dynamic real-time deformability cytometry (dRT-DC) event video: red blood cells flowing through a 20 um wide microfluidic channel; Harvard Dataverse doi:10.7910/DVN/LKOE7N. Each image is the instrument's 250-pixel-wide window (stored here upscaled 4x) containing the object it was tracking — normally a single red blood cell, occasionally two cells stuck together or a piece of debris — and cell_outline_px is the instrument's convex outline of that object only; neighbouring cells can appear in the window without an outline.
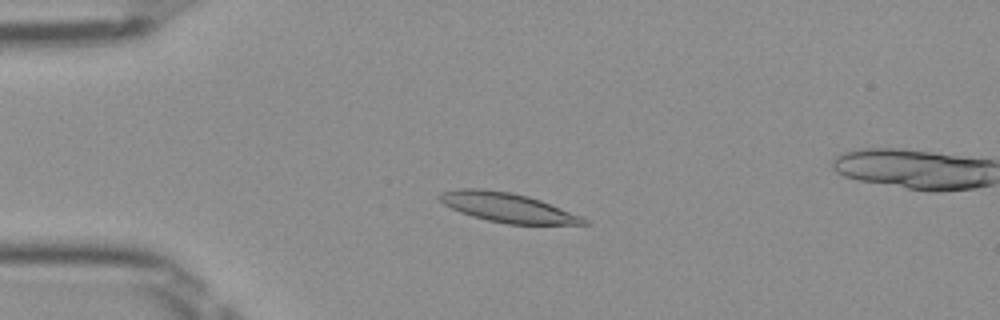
{"species": "Egyptian fruit bat (a non-hibernating species)", "species_latin": "Rousettus aegyptiacus", "temperature_condition": "room temperature", "stored_images_in_passage": 53, "camera_frame_rate_fps": 3000, "um_per_image_px": 0.085, "frame": {"image": 1, "passage_image": 13, "time_ms": 4.0, "image_size_px": [1000, 320], "cell_outline_px": [[588, 224], [508, 224], [488, 220], [472, 216], [460, 212], [444, 204], [436, 196], [440, 192], [460, 188], [484, 188], [512, 192], [528, 196], [540, 200], [580, 216], [588, 220]], "centroid_in_image_um": [43.08, 17.62], "position_along_channel_um": 41.9, "area_um2": 24.51}}
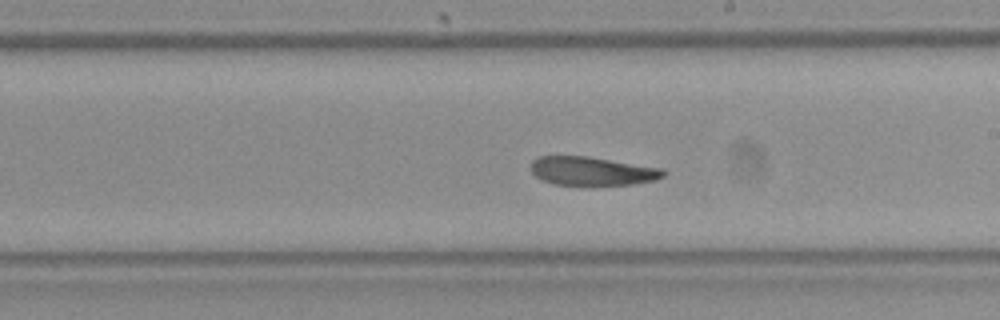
{"frame": {"image": 2, "passage_image": 30, "time_ms": 9.667, "image_size_px": [1000, 320], "cell_outline_px": [[668, 172], [664, 176], [656, 180], [632, 184], [588, 188], [584, 188], [552, 184], [540, 180], [532, 172], [532, 160], [540, 156], [588, 156], [664, 168]], "centroid_in_image_um": [50.36, 14.59], "position_along_channel_um": 238.6, "area_um2": 23.29}}
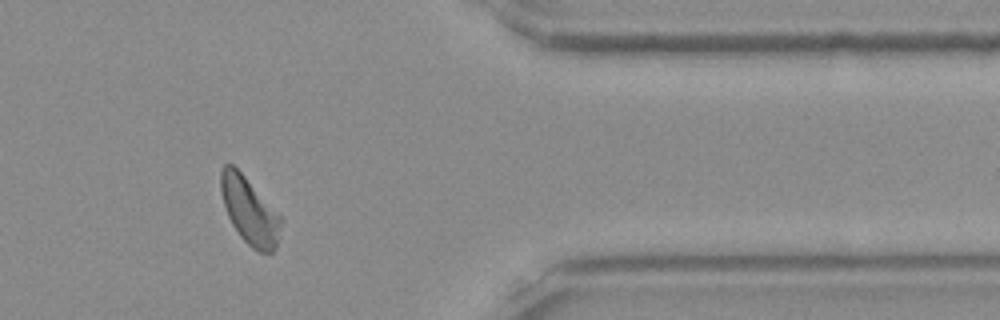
{"frame": {"image": 3, "passage_image": 43, "time_ms": 14.0, "image_size_px": [1000, 320], "cell_outline_px": [[284, 220], [276, 248], [272, 252], [260, 252], [252, 248], [240, 236], [232, 224], [224, 208], [220, 192], [220, 172], [224, 164], [232, 164], [244, 176]], "centroid_in_image_um": [21.2, 17.94], "position_along_channel_um": 390.2, "area_um2": 23.29}, "authors_computed_cell_mechanics": {"area_um2": 23.8714, "velocity_mm_per_s": 3.963, "shape_relaxation_time_tau1_ms": null, "shape_relaxation_time_tau2_ms": 3.7032, "deformation_change_tau1": null, "deformation_change_tau2": 0.1087}}